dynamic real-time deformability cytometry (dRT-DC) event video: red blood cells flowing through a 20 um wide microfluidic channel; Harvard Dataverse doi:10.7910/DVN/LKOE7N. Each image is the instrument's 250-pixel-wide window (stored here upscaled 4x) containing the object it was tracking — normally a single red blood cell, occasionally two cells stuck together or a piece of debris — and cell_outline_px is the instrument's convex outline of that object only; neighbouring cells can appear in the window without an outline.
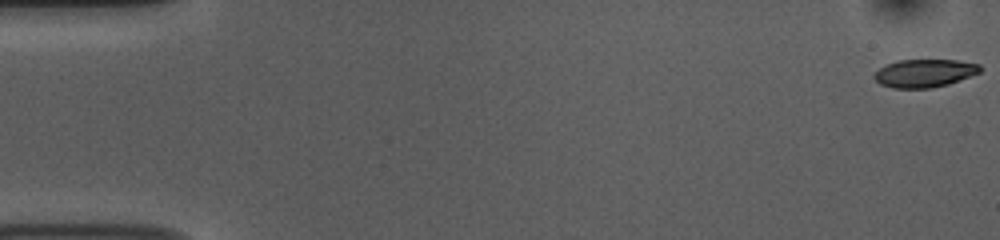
{"species": "common noctule bat (a hibernating species)", "species_latin": "Nyctalus noctula", "temperature_condition": "room temperature", "stored_images_in_passage": 54, "camera_frame_rate_fps": 3000, "um_per_image_px": 0.085, "animal": {"sex": "female", "body_mass_g": 10.0, "forearm_length_mm": 53.1}, "frame": {"image": 1, "passage_image": 1, "time_ms": 0.0, "image_size_px": [1000, 240], "cell_outline_px": [[980, 72], [948, 84], [932, 88], [892, 88], [880, 84], [872, 76], [880, 68], [896, 60], [956, 60], [980, 64]], "centroid_in_image_um": [78.56, 6.22], "position_along_channel_um": 6.4, "area_um2": 17.17}}
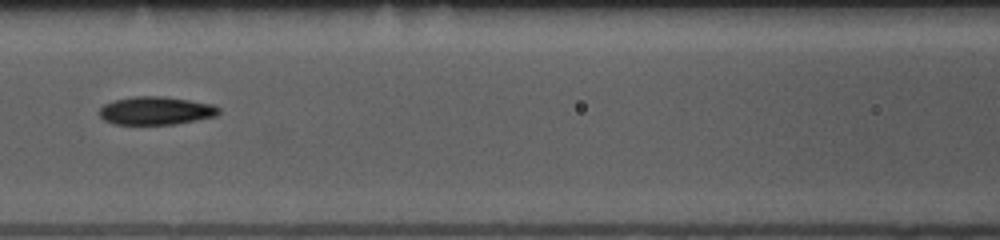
{"frame": {"image": 2, "passage_image": 24, "time_ms": 7.667, "image_size_px": [1000, 240], "cell_outline_px": [[220, 112], [216, 116], [196, 120], [172, 124], [112, 124], [104, 120], [100, 116], [100, 108], [104, 104], [116, 100], [132, 96], [160, 96], [188, 100], [212, 104], [220, 108]], "centroid_in_image_um": [13.24, 9.41], "position_along_channel_um": 153.4, "area_um2": 19.42}}
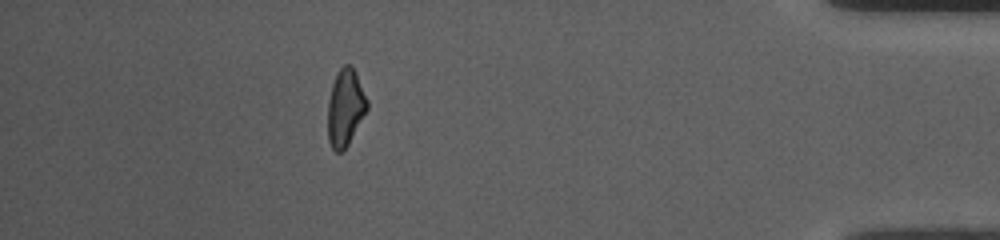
{"frame": {"image": 3, "passage_image": 48, "time_ms": 15.667, "image_size_px": [1000, 240], "cell_outline_px": [[368, 108], [348, 144], [340, 152], [336, 152], [332, 148], [328, 140], [328, 100], [332, 84], [340, 68], [344, 64], [352, 64], [356, 72], [368, 100]], "centroid_in_image_um": [29.36, 9.12], "position_along_channel_um": 405.8, "area_um2": 17.57}, "authors_computed_cell_mechanics": {"area_um2": 18.7561, "velocity_mm_per_s": 3.7645, "shape_relaxation_time_tau1_ms": 2.7421, "shape_relaxation_time_tau2_ms": 3.621, "deformation_change_tau1": 0.1287, "deformation_change_tau2": 0.0946}}